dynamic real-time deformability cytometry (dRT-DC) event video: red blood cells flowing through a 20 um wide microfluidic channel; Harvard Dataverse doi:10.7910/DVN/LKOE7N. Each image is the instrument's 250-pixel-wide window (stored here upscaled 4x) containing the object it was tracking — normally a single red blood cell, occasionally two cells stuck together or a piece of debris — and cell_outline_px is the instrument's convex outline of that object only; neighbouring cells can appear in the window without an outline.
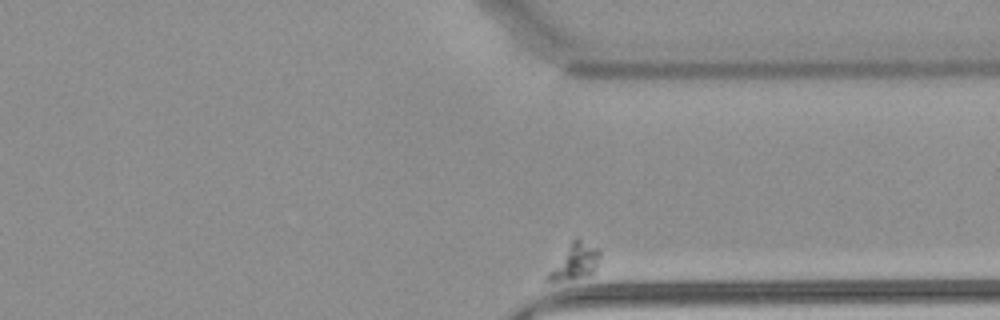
{"species": "common noctule bat (a hibernating species)", "species_latin": "Nyctalus noctula", "temperature_condition": "warm", "stored_images_in_passage": 46, "camera_frame_rate_fps": 3000, "um_per_image_px": 0.085, "animal": {"sex": "female", "body_mass_g": 22.7, "forearm_length_mm": 54.2}, "frame": {"image": 1, "passage_image": 46, "time_ms": 15.0, "image_size_px": [1000, 320], "cell_outline_px": [[600, 256], [596, 268], [588, 276], [556, 280], [544, 280], [544, 276], [572, 240], [576, 236], [600, 248]], "centroid_in_image_um": [48.88, 22.19], "position_along_channel_um": 362.5, "area_um2": 10.81}}